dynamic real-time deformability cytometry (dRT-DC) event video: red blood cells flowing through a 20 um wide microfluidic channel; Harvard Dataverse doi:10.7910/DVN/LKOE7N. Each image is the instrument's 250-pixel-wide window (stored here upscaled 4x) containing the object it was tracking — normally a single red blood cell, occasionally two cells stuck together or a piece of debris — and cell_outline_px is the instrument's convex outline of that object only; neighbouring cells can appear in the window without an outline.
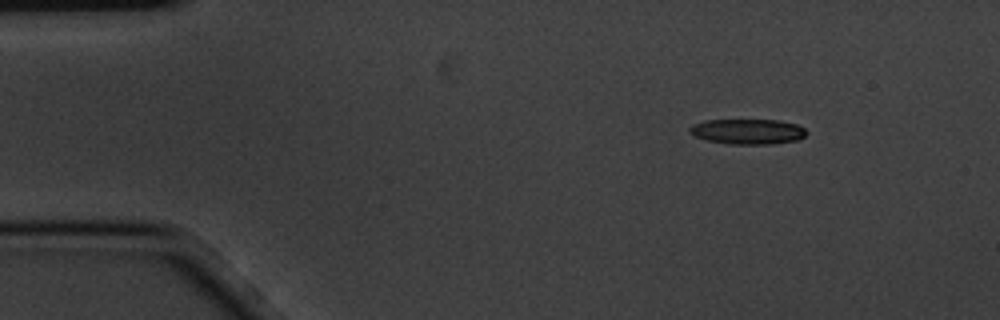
{"species": "common noctule bat (a hibernating species)", "species_latin": "Nyctalus noctula", "temperature_condition": "cold", "stored_images_in_passage": 9, "camera_frame_rate_fps": 3000, "um_per_image_px": 0.085, "animal": {"sex": "male", "body_mass_g": 20.1, "forearm_length_mm": 53.5}, "frame": {"image": 1, "passage_image": 1, "time_ms": 0.0, "image_size_px": [1000, 320], "cell_outline_px": [[808, 132], [804, 136], [796, 140], [772, 144], [732, 144], [708, 140], [696, 136], [688, 132], [688, 128], [692, 124], [704, 120], [780, 120], [796, 124], [804, 128]], "centroid_in_image_um": [63.55, 11.17], "position_along_channel_um": 21.5, "area_um2": 17.17}}
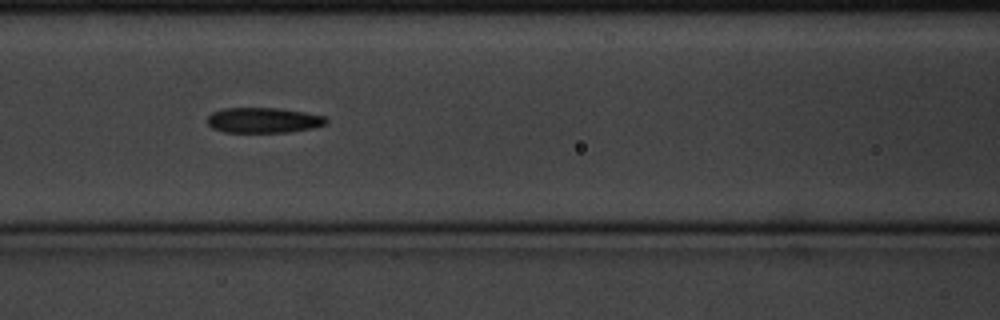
{"frame": {"image": 2, "passage_image": 6, "time_ms": 1.667, "image_size_px": [1000, 320], "cell_outline_px": [[328, 124], [312, 128], [288, 132], [224, 132], [212, 128], [208, 124], [208, 116], [212, 112], [224, 108], [280, 108], [304, 112], [324, 116], [328, 120]], "centroid_in_image_um": [22.4, 10.22], "position_along_channel_um": 144.2, "area_um2": 17.57}}
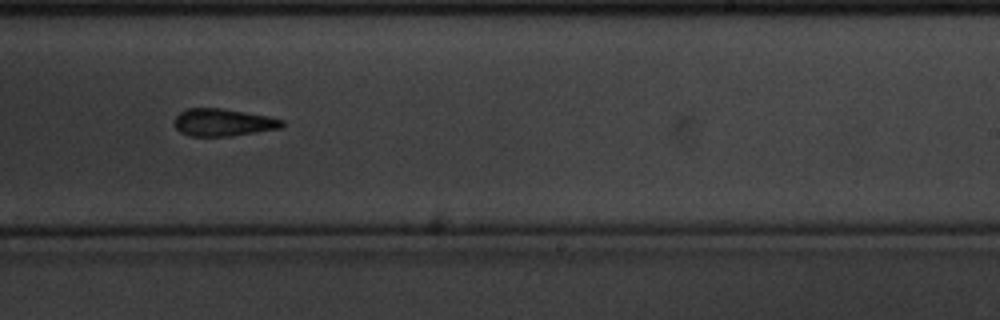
{"frame": {"image": 3, "passage_image": 9, "time_ms": 2.667, "image_size_px": [1000, 320], "cell_outline_px": [[284, 124], [280, 128], [232, 136], [188, 136], [180, 132], [176, 128], [176, 116], [180, 112], [188, 108], [220, 108], [268, 116], [284, 120]], "centroid_in_image_um": [18.96, 10.41], "position_along_channel_um": 270.0, "area_um2": 17.05}}